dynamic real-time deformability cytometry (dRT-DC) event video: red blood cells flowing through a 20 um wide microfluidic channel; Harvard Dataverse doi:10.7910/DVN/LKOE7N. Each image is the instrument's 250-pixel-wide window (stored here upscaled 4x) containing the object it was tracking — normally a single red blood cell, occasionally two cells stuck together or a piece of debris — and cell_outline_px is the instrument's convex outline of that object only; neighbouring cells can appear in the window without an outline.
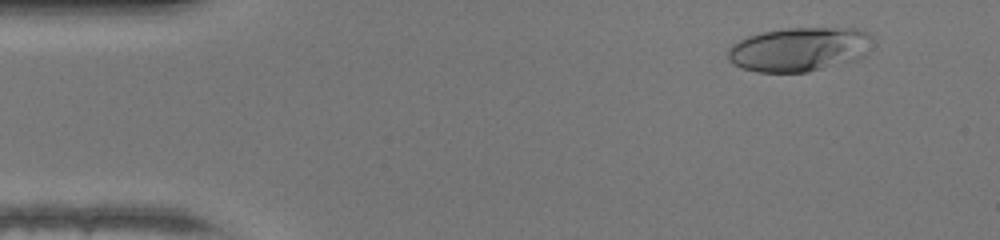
{"species": "human", "species_latin": "Homo sapiens", "temperature_condition": "warm", "stored_images_in_passage": 47, "segment_of_instrument_passage": [1, 2], "camera_frame_rate_fps": 3000, "um_per_image_px": 0.085, "donor": {"sex": "female"}, "frame": {"image": 1, "passage_image": 4, "time_ms": 1.0, "image_size_px": [1000, 240], "cell_outline_px": [[876, 36], [868, 52], [864, 56], [856, 60], [808, 72], [756, 72], [740, 68], [732, 64], [728, 60], [728, 48], [732, 44], [748, 36], [760, 32], [788, 28], [856, 28], [872, 32]], "centroid_in_image_um": [67.99, 4.18], "position_along_channel_um": 17.0, "area_um2": 37.92}}
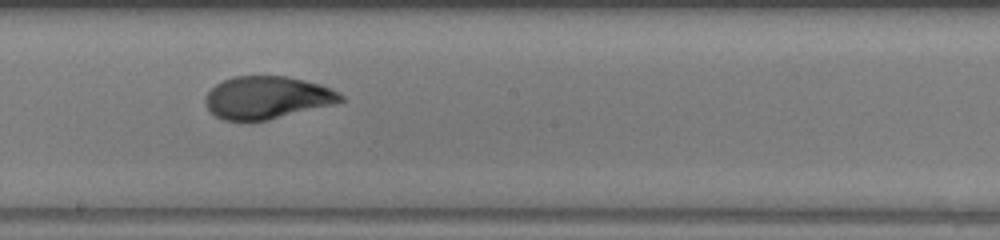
{"frame": {"image": 2, "passage_image": 25, "time_ms": 8.0, "image_size_px": [1000, 240], "cell_outline_px": [[344, 100], [332, 104], [268, 120], [224, 120], [216, 116], [204, 104], [204, 96], [216, 84], [224, 80], [236, 76], [288, 76], [320, 84], [332, 88], [340, 92], [344, 96]], "centroid_in_image_um": [22.7, 8.28], "position_along_channel_um": 225.5, "area_um2": 33.41}}
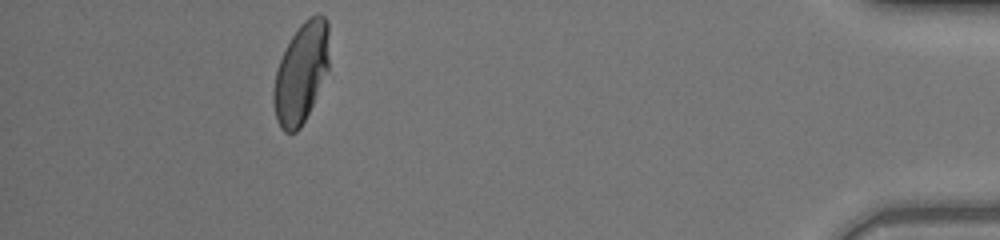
{"frame": {"image": 3, "passage_image": 42, "time_ms": 13.667, "image_size_px": [1000, 240], "cell_outline_px": [[328, 68], [312, 104], [300, 128], [296, 132], [284, 132], [280, 128], [276, 120], [272, 100], [272, 88], [276, 68], [292, 36], [300, 24], [308, 16], [316, 12], [320, 12], [328, 20]], "centroid_in_image_um": [25.57, 6.17], "position_along_channel_um": 409.6, "area_um2": 32.48}}